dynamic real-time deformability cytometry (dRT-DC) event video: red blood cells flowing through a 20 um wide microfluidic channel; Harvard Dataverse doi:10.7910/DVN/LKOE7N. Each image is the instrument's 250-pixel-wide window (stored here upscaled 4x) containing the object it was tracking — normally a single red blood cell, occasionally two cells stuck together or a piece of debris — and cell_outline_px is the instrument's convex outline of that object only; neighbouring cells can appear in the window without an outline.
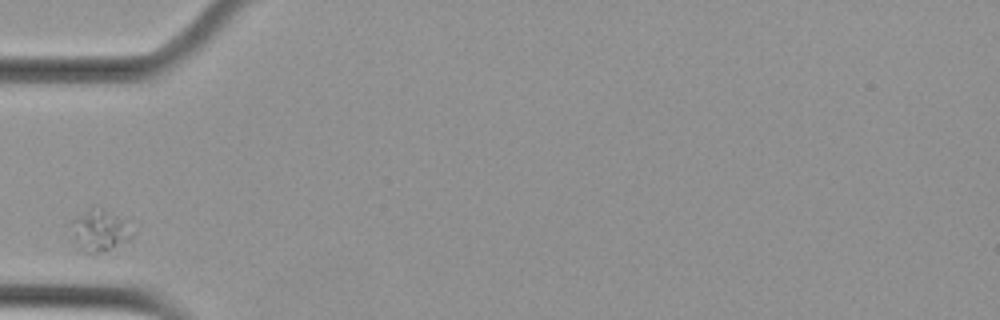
{"species": "Egyptian fruit bat (a non-hibernating species)", "species_latin": "Rousettus aegyptiacus", "temperature_condition": "cold", "stored_images_in_passage": 14, "camera_frame_rate_fps": 3000, "um_per_image_px": 0.085, "animal": {"sex": "female"}, "frame": {"image": 1, "passage_image": 4, "time_ms": 1.0, "image_size_px": [1000, 320], "cell_outline_px": [[132, 236], [128, 240], [112, 248], [92, 256], [76, 248], [72, 244], [64, 224], [76, 216], [100, 208], [124, 220]], "centroid_in_image_um": [8.25, 19.69], "position_along_channel_um": 76.7, "area_um2": 15.14}}
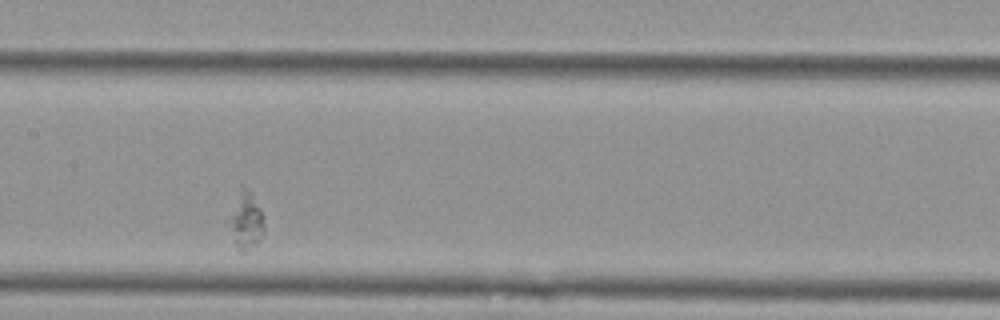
{"frame": {"image": 2, "passage_image": 7, "time_ms": 2.0, "image_size_px": [1000, 320], "cell_outline_px": [[264, 232], [256, 244], [248, 252], [240, 252], [236, 248], [224, 224], [224, 220], [240, 184], [248, 188], [252, 192], [264, 216]], "centroid_in_image_um": [20.8, 18.72], "position_along_channel_um": 186.6, "area_um2": 13.06}}
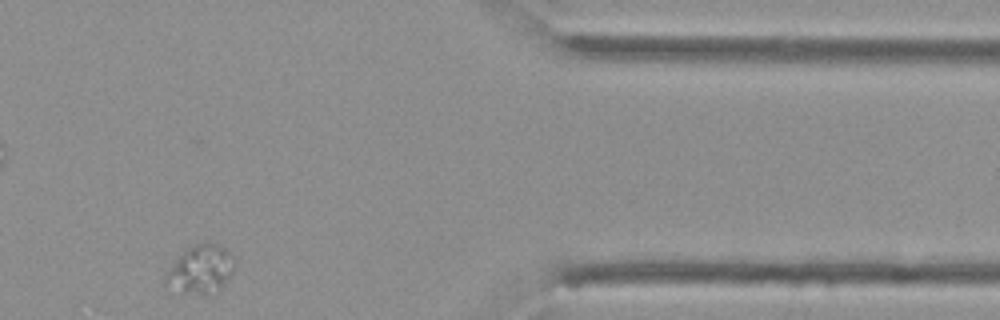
{"frame": {"image": 3, "passage_image": 12, "time_ms": 3.667, "image_size_px": [1000, 320], "cell_outline_px": [[236, 268], [224, 284], [220, 288], [204, 292], [180, 296], [164, 288], [164, 276], [172, 264], [188, 248], [196, 244], [216, 244], [228, 248], [236, 256]], "centroid_in_image_um": [17.03, 22.93], "position_along_channel_um": 394.4, "area_um2": 19.88}}